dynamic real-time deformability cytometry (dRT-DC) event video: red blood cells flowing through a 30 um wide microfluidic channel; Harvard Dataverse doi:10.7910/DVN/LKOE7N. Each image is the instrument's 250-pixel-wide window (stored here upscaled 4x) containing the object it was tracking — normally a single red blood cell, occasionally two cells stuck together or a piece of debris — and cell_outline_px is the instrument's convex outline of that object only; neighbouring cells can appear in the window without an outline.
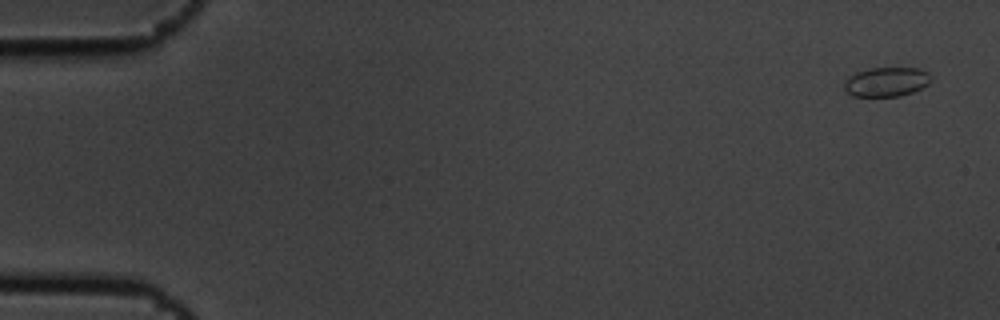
{"species": "common noctule bat (a hibernating species)", "species_latin": "Nyctalus noctula", "temperature_condition": "cold", "stored_images_in_passage": 6, "camera_frame_rate_fps": 3000, "um_per_image_px": 0.085, "animal": {"sex": "male", "body_mass_g": 19.5, "forearm_length_mm": 54.6}, "frame": {"image": 1, "passage_image": 1, "time_ms": 0.0, "image_size_px": [1000, 320], "cell_outline_px": [[932, 76], [928, 84], [912, 92], [900, 96], [852, 96], [844, 88], [844, 84], [848, 76], [856, 72], [868, 68], [920, 68], [928, 72]], "centroid_in_image_um": [75.34, 6.94], "position_along_channel_um": 9.7, "area_um2": 14.85}}
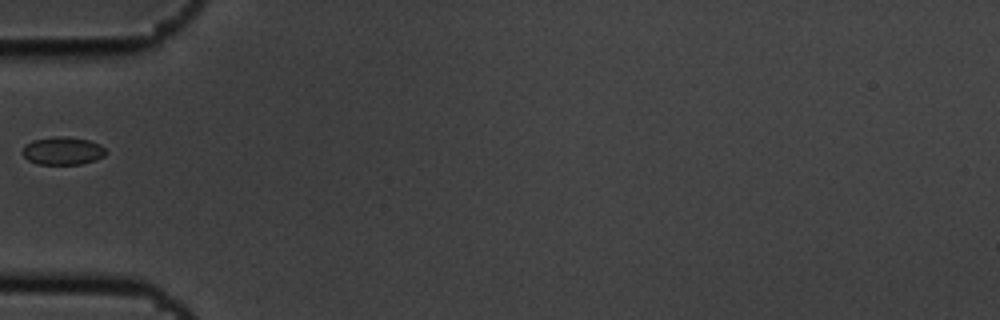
{"frame": {"image": 2, "passage_image": 5, "time_ms": 1.333, "image_size_px": [1000, 320], "cell_outline_px": [[108, 152], [104, 156], [96, 160], [80, 164], [36, 164], [28, 160], [20, 152], [32, 140], [52, 136], [64, 136], [88, 140], [100, 144]], "centroid_in_image_um": [5.34, 12.82], "position_along_channel_um": 79.7, "area_um2": 13.64}}
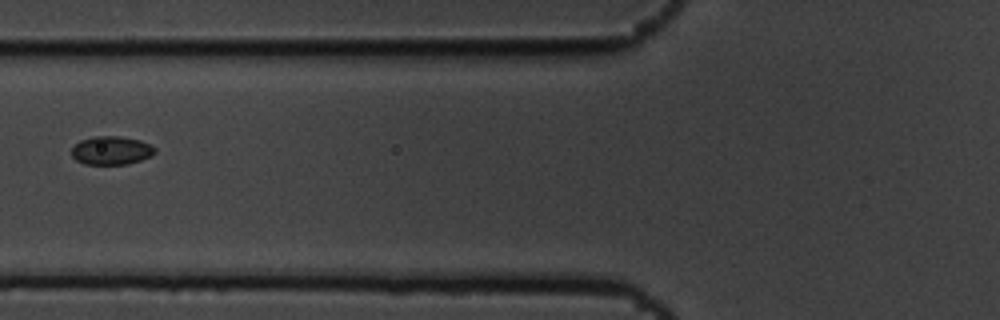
{"frame": {"image": 3, "passage_image": 6, "time_ms": 1.667, "image_size_px": [1000, 320], "cell_outline_px": [[156, 152], [152, 156], [128, 164], [84, 164], [76, 160], [72, 156], [72, 148], [80, 140], [96, 136], [120, 136], [140, 140], [156, 148]], "centroid_in_image_um": [9.47, 12.79], "position_along_channel_um": 116.3, "area_um2": 13.81}}